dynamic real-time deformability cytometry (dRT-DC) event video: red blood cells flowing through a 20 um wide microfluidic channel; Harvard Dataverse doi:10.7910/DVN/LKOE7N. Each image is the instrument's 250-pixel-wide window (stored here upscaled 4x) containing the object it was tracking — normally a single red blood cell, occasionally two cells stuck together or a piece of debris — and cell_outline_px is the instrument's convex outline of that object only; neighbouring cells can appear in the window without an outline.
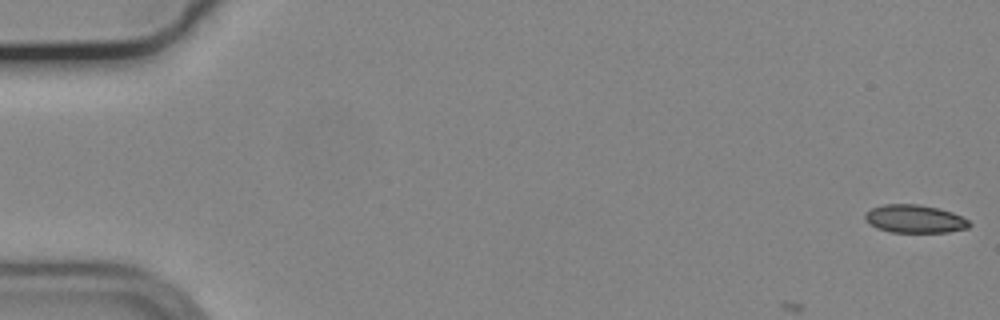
{"species": "common noctule bat (a hibernating species)", "species_latin": "Nyctalus noctula", "temperature_condition": "cold", "stored_images_in_passage": 6, "camera_frame_rate_fps": 3000, "um_per_image_px": 0.085, "animal": {"sex": "male", "body_mass_g": 19.2, "forearm_length_mm": 51.8}, "frame": {"image": 1, "passage_image": 1, "time_ms": 0.0, "image_size_px": [1000, 320], "cell_outline_px": [[972, 224], [968, 228], [948, 232], [892, 232], [876, 228], [864, 216], [864, 212], [872, 208], [884, 204], [920, 204], [940, 208], [952, 212], [968, 220]], "centroid_in_image_um": [77.77, 18.59], "position_along_channel_um": 7.2, "area_um2": 17.05}}